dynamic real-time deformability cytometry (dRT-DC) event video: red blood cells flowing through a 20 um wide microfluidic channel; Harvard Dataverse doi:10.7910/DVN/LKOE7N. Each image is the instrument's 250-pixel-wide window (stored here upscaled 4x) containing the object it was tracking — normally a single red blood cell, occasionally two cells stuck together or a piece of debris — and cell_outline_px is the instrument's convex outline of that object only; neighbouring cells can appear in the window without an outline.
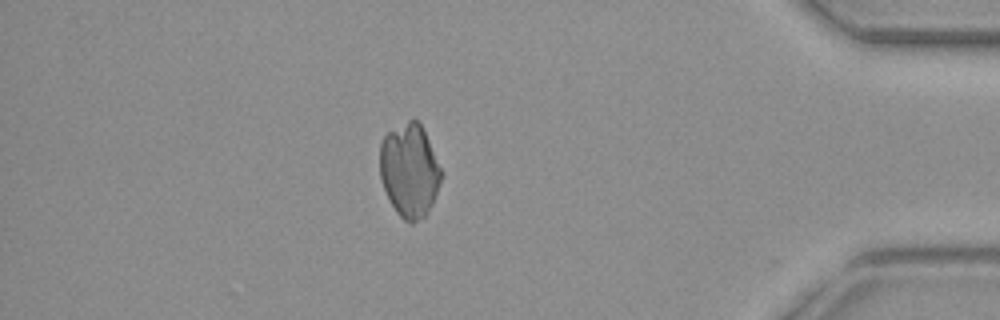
{"species": "common noctule bat (a hibernating species)", "species_latin": "Nyctalus noctula", "temperature_condition": "warm", "stored_images_in_passage": 54, "camera_frame_rate_fps": 3000, "um_per_image_px": 0.085, "animal": {"sex": "female", "body_mass_g": 29.2, "forearm_length_mm": 56.3}, "frame": {"image": 1, "passage_image": 47, "time_ms": 15.333, "image_size_px": [1000, 320], "cell_outline_px": [[440, 180], [432, 204], [428, 212], [424, 216], [412, 224], [404, 220], [396, 212], [388, 200], [380, 176], [380, 144], [384, 136], [388, 132], [408, 120], [416, 120], [420, 124], [428, 140], [440, 168]], "centroid_in_image_um": [34.77, 14.52], "position_along_channel_um": 400.4, "area_um2": 32.89}}